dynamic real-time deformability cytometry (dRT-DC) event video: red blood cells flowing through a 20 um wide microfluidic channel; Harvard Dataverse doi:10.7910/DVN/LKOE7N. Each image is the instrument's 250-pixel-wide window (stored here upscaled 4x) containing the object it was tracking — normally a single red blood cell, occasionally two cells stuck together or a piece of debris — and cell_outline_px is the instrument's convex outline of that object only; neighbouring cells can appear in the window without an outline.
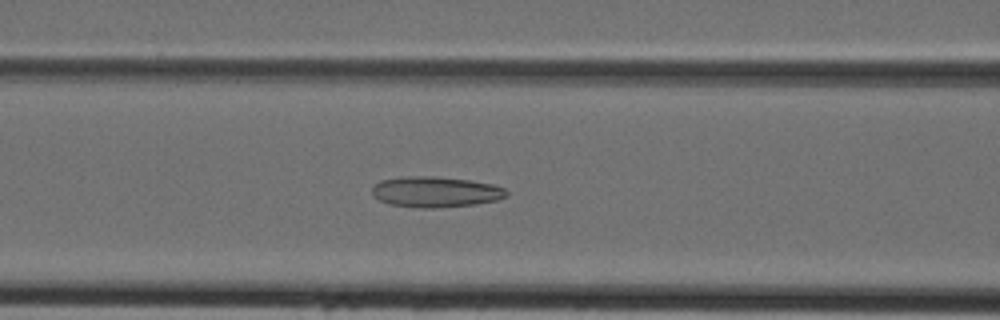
{"species": "Egyptian fruit bat (a non-hibernating species)", "species_latin": "Rousettus aegyptiacus", "temperature_condition": "cold", "stored_images_in_passage": 33, "camera_frame_rate_fps": 3000, "um_per_image_px": 0.085, "animal": {"sex": "female"}, "frame": {"image": 1, "passage_image": 10, "time_ms": 3.0, "image_size_px": [1000, 320], "cell_outline_px": [[508, 196], [496, 200], [476, 204], [436, 208], [416, 208], [388, 204], [372, 196], [372, 188], [380, 180], [404, 176], [436, 176], [468, 180], [492, 184], [504, 188], [508, 192]], "centroid_in_image_um": [37.0, 16.31], "position_along_channel_um": 129.6, "area_um2": 24.22}}
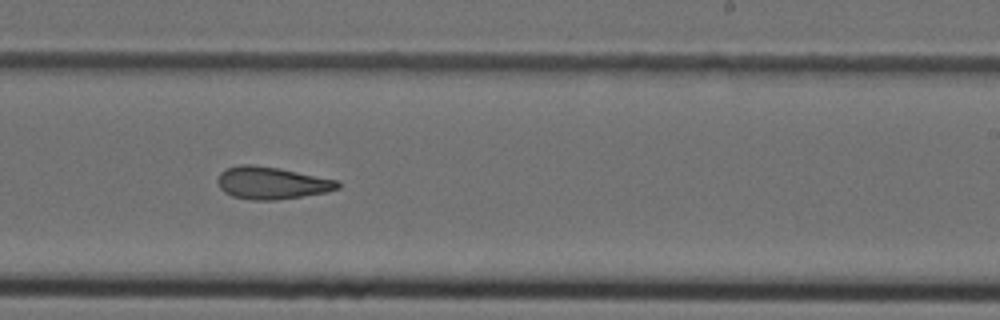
{"frame": {"image": 2, "passage_image": 19, "time_ms": 6.0, "image_size_px": [1000, 320], "cell_outline_px": [[340, 188], [328, 192], [276, 200], [252, 200], [232, 196], [224, 192], [220, 188], [216, 180], [220, 172], [228, 168], [240, 164], [252, 164], [280, 168], [340, 180]], "centroid_in_image_um": [23.11, 15.54], "position_along_channel_um": 265.9, "area_um2": 22.89}}
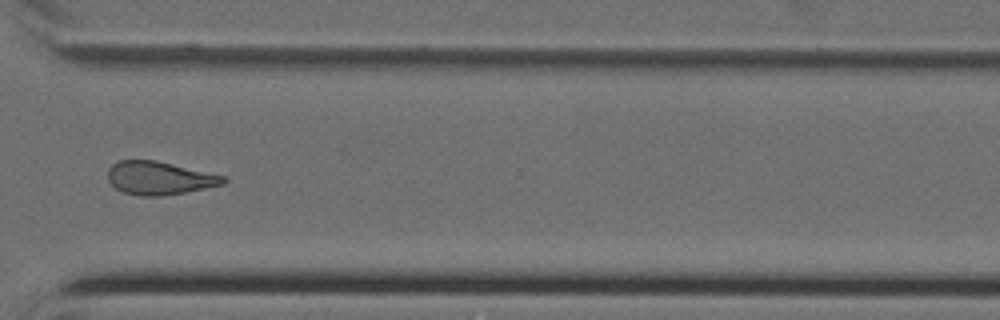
{"frame": {"image": 3, "passage_image": 25, "time_ms": 8.0, "image_size_px": [1000, 320], "cell_outline_px": [[228, 180], [224, 184], [184, 192], [160, 196], [140, 196], [124, 192], [116, 188], [108, 180], [108, 168], [112, 164], [120, 160], [156, 160], [228, 176]], "centroid_in_image_um": [13.58, 15.12], "position_along_channel_um": 357.0, "area_um2": 22.43}}